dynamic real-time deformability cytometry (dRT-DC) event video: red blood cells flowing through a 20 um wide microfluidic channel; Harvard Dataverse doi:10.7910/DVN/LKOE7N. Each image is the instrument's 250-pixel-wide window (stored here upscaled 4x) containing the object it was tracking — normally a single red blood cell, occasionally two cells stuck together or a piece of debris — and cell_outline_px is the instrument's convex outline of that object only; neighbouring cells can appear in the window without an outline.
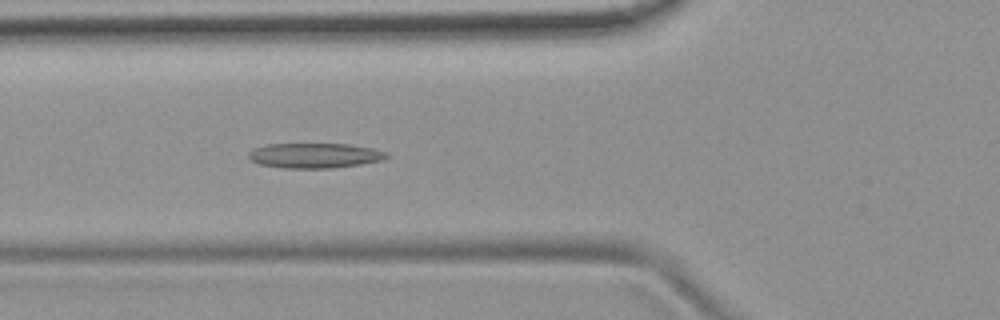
{"species": "common noctule bat (a hibernating species)", "species_latin": "Nyctalus noctula", "temperature_condition": "room temperature", "stored_images_in_passage": 43, "camera_frame_rate_fps": 3000, "um_per_image_px": 0.085, "animal": {"sex": "female", "body_mass_g": 19.9}, "frame": {"image": 1, "passage_image": 9, "time_ms": 2.667, "image_size_px": [1000, 320], "cell_outline_px": [[388, 156], [384, 160], [360, 164], [328, 168], [280, 168], [260, 164], [252, 160], [248, 156], [248, 152], [256, 148], [268, 144], [348, 144], [372, 148], [388, 152]], "centroid_in_image_um": [26.77, 13.22], "position_along_channel_um": 99.0, "area_um2": 20.0}}
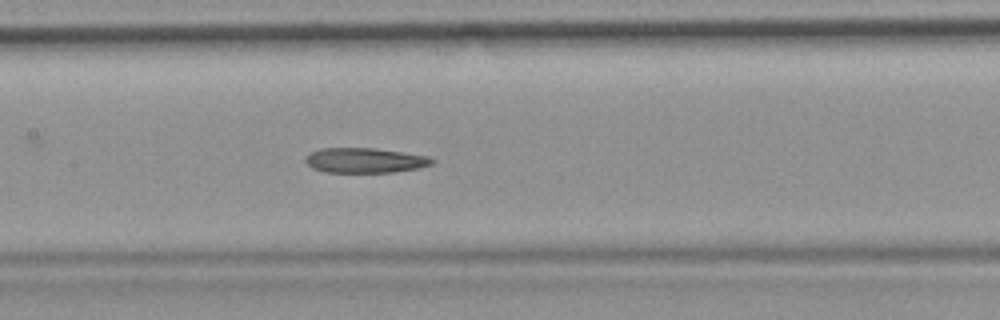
{"frame": {"image": 2, "passage_image": 15, "time_ms": 4.667, "image_size_px": [1000, 320], "cell_outline_px": [[436, 160], [432, 164], [416, 168], [396, 172], [324, 172], [312, 168], [304, 160], [304, 156], [308, 152], [320, 148], [376, 148], [428, 156]], "centroid_in_image_um": [30.97, 13.62], "position_along_channel_um": 176.4, "area_um2": 18.55}}
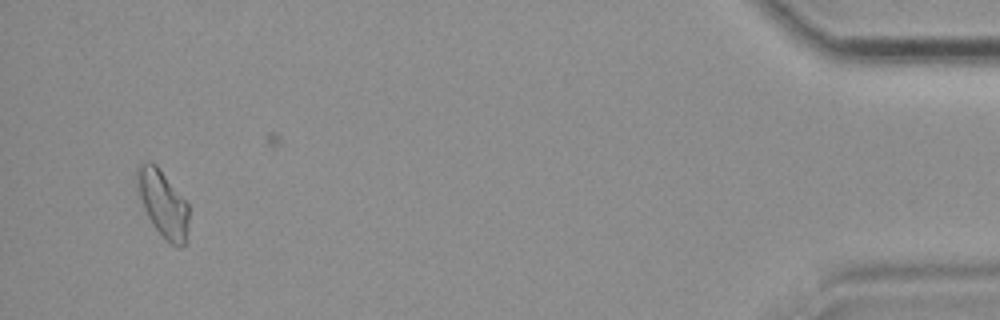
{"frame": {"image": 3, "passage_image": 40, "time_ms": 13.0, "image_size_px": [1000, 320], "cell_outline_px": [[188, 244], [180, 248], [176, 248], [156, 228], [148, 216], [144, 208], [136, 184], [136, 168], [144, 160], [148, 160], [156, 164], [188, 204]], "centroid_in_image_um": [13.86, 17.31], "position_along_channel_um": 421.3, "area_um2": 20.06}}